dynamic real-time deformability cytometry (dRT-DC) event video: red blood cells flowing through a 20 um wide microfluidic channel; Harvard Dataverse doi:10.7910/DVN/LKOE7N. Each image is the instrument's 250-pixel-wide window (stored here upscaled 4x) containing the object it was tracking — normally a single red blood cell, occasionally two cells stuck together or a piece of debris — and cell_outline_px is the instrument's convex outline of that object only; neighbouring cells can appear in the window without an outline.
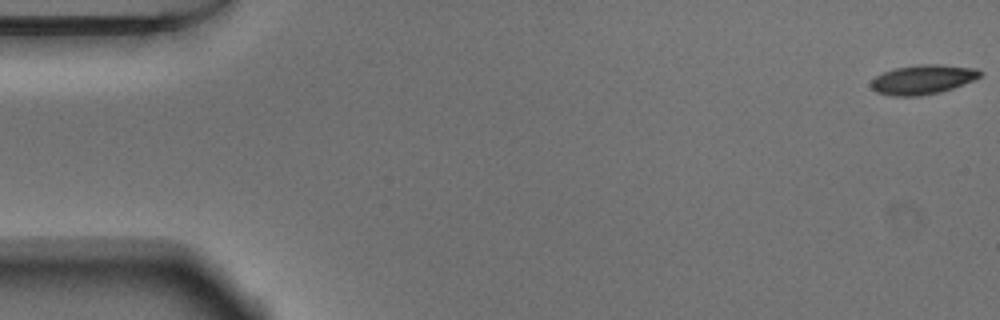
{"species": "Egyptian fruit bat (a non-hibernating species)", "species_latin": "Rousettus aegyptiacus", "temperature_condition": "warm", "stored_images_in_passage": 53, "camera_frame_rate_fps": 3000, "um_per_image_px": 0.085, "animal": {"sex": "male"}, "frame": {"image": 1, "passage_image": 1, "time_ms": 0.0, "image_size_px": [1000, 320], "cell_outline_px": [[984, 72], [980, 76], [972, 80], [952, 88], [940, 92], [920, 96], [892, 96], [876, 92], [872, 88], [872, 80], [876, 76], [884, 72], [896, 68], [920, 64], [940, 64], [976, 68]], "centroid_in_image_um": [78.44, 6.75], "position_along_channel_um": 6.6, "area_um2": 18.55}}
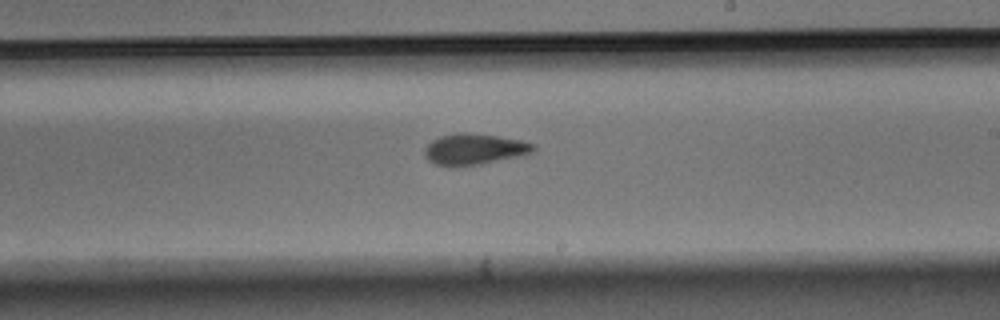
{"frame": {"image": 2, "passage_image": 31, "time_ms": 10.0, "image_size_px": [1000, 320], "cell_outline_px": [[536, 148], [532, 152], [520, 156], [480, 164], [456, 168], [448, 168], [436, 164], [428, 160], [424, 156], [424, 148], [432, 140], [440, 136], [460, 132], [464, 132], [496, 136], [520, 140], [532, 144]], "centroid_in_image_um": [40.24, 12.71], "position_along_channel_um": 248.8, "area_um2": 19.83}}
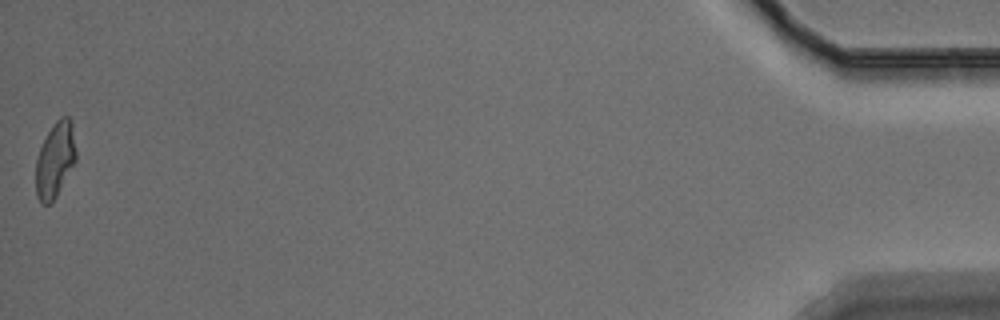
{"frame": {"image": 3, "passage_image": 53, "time_ms": 17.333, "image_size_px": [1000, 320], "cell_outline_px": [[76, 160], [52, 204], [40, 204], [36, 196], [36, 160], [40, 148], [48, 132], [56, 120], [60, 116], [68, 116], [72, 120], [76, 148]], "centroid_in_image_um": [4.69, 13.59], "position_along_channel_um": 430.5, "area_um2": 17.8}, "authors_computed_cell_mechanics": {"area_um2": 18.7272, "velocity_mm_per_s": 3.8206, "shape_relaxation_time_tau1_ms": 5.569, "shape_relaxation_time_tau2_ms": 2.569, "deformation_change_tau1": 0.1792, "deformation_change_tau2": 0.0712}}